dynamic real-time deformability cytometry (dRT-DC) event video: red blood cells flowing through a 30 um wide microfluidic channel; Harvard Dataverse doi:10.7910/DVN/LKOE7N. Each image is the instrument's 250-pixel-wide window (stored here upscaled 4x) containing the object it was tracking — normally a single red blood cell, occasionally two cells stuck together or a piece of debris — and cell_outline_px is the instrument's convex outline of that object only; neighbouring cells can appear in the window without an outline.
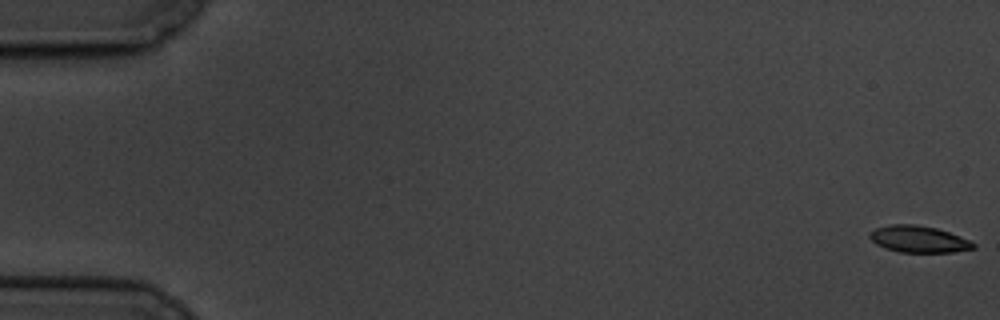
{"species": "common noctule bat (a hibernating species)", "species_latin": "Nyctalus noctula", "temperature_condition": "cold", "stored_images_in_passage": 6, "camera_frame_rate_fps": 3000, "um_per_image_px": 0.085, "animal": {"sex": "male", "body_mass_g": 19.5, "forearm_length_mm": 54.6}, "frame": {"image": 1, "passage_image": 1, "time_ms": 0.0, "image_size_px": [1000, 320], "cell_outline_px": [[976, 248], [952, 252], [900, 252], [884, 248], [876, 244], [868, 236], [868, 232], [876, 228], [892, 224], [916, 224], [936, 228], [960, 236], [976, 244]], "centroid_in_image_um": [78.06, 20.33], "position_along_channel_um": 6.9, "area_um2": 16.13}}
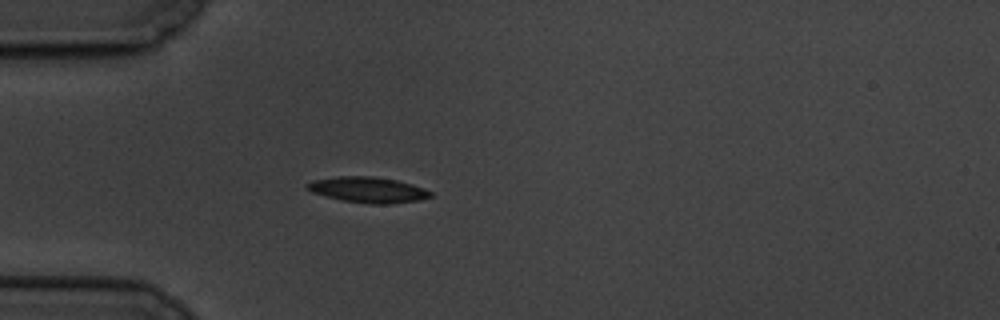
{"frame": {"image": 2, "passage_image": 5, "time_ms": 5.667, "image_size_px": [1000, 320], "cell_outline_px": [[432, 196], [420, 200], [388, 204], [368, 204], [344, 200], [312, 192], [304, 188], [312, 180], [336, 176], [372, 176], [396, 180], [412, 184], [424, 188], [432, 192]], "centroid_in_image_um": [31.3, 16.13], "position_along_channel_um": 53.7, "area_um2": 18.38}}